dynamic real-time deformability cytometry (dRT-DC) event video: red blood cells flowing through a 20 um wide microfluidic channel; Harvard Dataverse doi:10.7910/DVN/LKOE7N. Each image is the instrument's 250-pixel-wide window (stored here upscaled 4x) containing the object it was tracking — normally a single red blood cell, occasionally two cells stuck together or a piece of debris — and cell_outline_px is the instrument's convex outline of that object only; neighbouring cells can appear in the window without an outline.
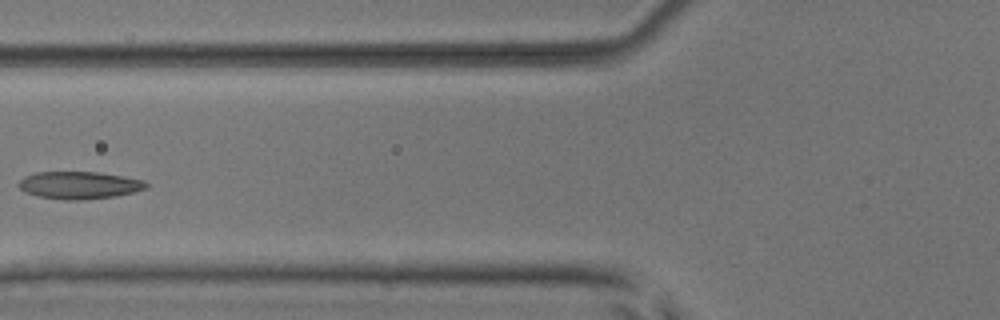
{"species": "common noctule bat (a hibernating species)", "species_latin": "Nyctalus noctula", "temperature_condition": "room temperature", "stored_images_in_passage": 7, "camera_frame_rate_fps": 3000, "um_per_image_px": 0.085, "animal": {"sex": "male", "body_mass_g": 17.9, "forearm_length_mm": 54.2}, "frame": {"image": 1, "passage_image": 6, "time_ms": 6.0, "image_size_px": [1000, 320], "cell_outline_px": [[148, 188], [116, 196], [80, 200], [64, 200], [36, 196], [24, 192], [16, 184], [24, 176], [36, 172], [100, 172], [144, 180], [148, 184]], "centroid_in_image_um": [6.71, 15.74], "position_along_channel_um": 119.1, "area_um2": 20.52}}
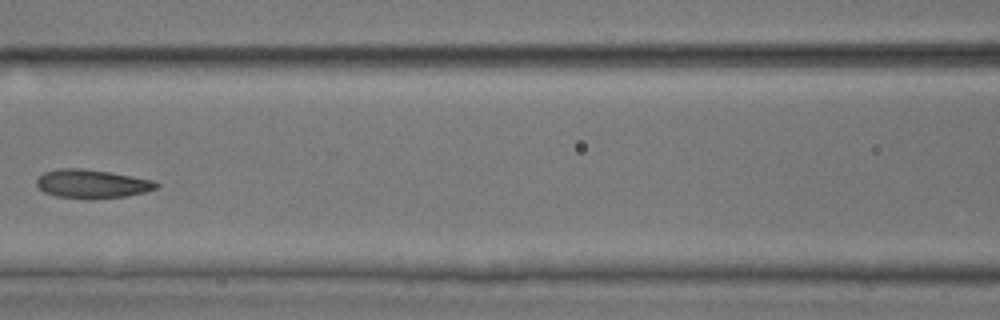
{"frame": {"image": 2, "passage_image": 7, "time_ms": 7.0, "image_size_px": [1000, 320], "cell_outline_px": [[160, 184], [156, 188], [144, 192], [124, 196], [88, 200], [56, 196], [44, 192], [36, 184], [36, 180], [44, 172], [56, 168], [80, 168], [108, 172], [156, 180]], "centroid_in_image_um": [7.81, 15.63], "position_along_channel_um": 158.8, "area_um2": 20.11}}